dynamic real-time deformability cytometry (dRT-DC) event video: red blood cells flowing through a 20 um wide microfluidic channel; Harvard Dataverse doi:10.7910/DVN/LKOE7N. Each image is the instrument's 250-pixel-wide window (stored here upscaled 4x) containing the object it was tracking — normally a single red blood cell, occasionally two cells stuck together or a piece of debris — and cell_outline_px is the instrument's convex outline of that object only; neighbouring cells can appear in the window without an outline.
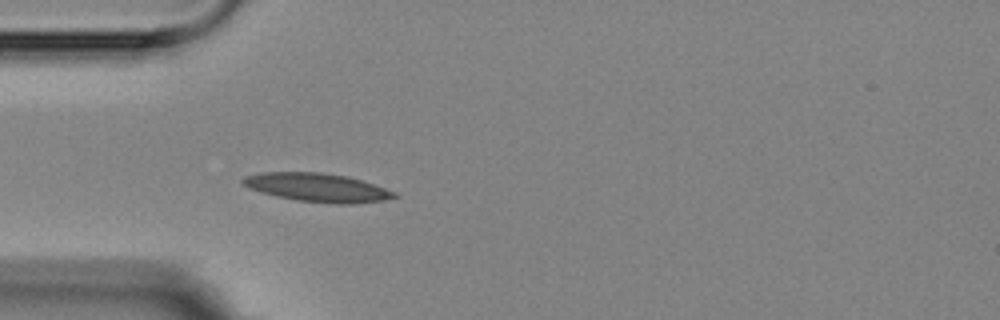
{"species": "Egyptian fruit bat (a non-hibernating species)", "species_latin": "Rousettus aegyptiacus", "temperature_condition": "room temperature", "stored_images_in_passage": 4, "camera_frame_rate_fps": 3000, "um_per_image_px": 0.085, "animal": {"sex": "female"}, "frame": {"image": 1, "passage_image": 4, "time_ms": 3.333, "image_size_px": [1000, 320], "cell_outline_px": [[400, 196], [384, 200], [352, 204], [336, 204], [296, 200], [276, 196], [260, 192], [248, 188], [240, 184], [240, 180], [244, 176], [260, 172], [320, 172], [348, 176], [396, 192]], "centroid_in_image_um": [26.92, 15.93], "position_along_channel_um": 58.1, "area_um2": 25.37}}